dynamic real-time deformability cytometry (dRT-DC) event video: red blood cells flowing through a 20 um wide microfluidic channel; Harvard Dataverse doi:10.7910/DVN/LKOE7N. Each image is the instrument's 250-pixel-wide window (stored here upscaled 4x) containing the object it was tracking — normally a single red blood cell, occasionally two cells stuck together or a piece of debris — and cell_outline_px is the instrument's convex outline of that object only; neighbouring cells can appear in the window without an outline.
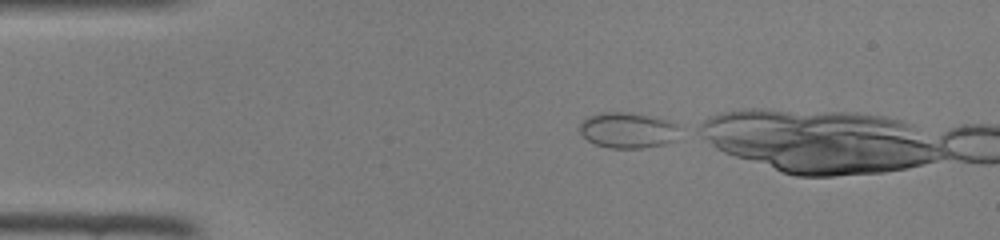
{"species": "common noctule bat (a hibernating species)", "species_latin": "Nyctalus noctula", "temperature_condition": "room temperature", "stored_images_in_passage": 3, "camera_frame_rate_fps": 3000, "um_per_image_px": 0.085, "animal": {"sex": "female", "body_mass_g": 22.0, "forearm_length_mm": 56.7}, "frame": {"image": 1, "passage_image": 1, "time_ms": 0.0, "image_size_px": [1000, 240], "cell_outline_px": [[684, 128], [676, 140], [664, 144], [644, 148], [608, 148], [596, 144], [588, 140], [580, 132], [580, 124], [588, 116], [600, 112], [624, 112], [648, 116], [668, 120]], "centroid_in_image_um": [53.43, 11.08], "position_along_channel_um": 31.6, "area_um2": 20.98}}